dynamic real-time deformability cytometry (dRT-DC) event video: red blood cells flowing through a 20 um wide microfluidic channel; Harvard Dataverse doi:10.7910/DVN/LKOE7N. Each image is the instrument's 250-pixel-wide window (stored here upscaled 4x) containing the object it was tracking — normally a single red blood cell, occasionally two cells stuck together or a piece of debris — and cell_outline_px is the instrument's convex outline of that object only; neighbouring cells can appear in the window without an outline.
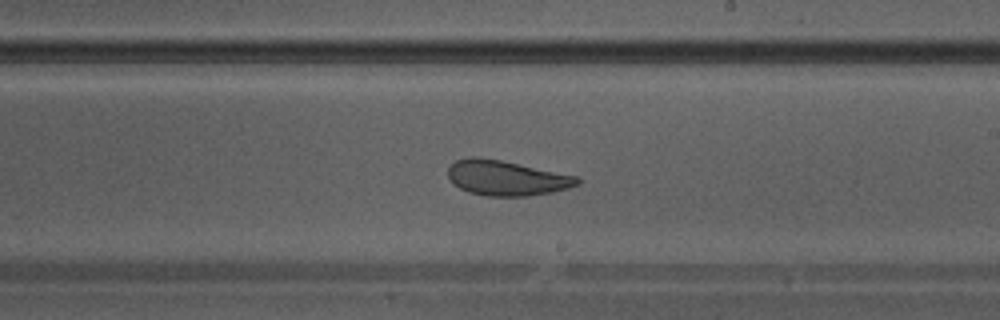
{"species": "Egyptian fruit bat (a non-hibernating species)", "species_latin": "Rousettus aegyptiacus", "temperature_condition": "warm", "stored_images_in_passage": 30, "camera_frame_rate_fps": 3000, "um_per_image_px": 0.085, "animal": {"sex": "male"}, "frame": {"image": 1, "passage_image": 13, "time_ms": 4.0, "image_size_px": [1000, 320], "cell_outline_px": [[580, 184], [568, 188], [552, 192], [528, 196], [488, 196], [468, 192], [452, 184], [448, 176], [448, 168], [456, 160], [472, 156], [476, 156], [500, 160], [580, 176]], "centroid_in_image_um": [43.06, 15.13], "position_along_channel_um": 245.9, "area_um2": 26.59}}